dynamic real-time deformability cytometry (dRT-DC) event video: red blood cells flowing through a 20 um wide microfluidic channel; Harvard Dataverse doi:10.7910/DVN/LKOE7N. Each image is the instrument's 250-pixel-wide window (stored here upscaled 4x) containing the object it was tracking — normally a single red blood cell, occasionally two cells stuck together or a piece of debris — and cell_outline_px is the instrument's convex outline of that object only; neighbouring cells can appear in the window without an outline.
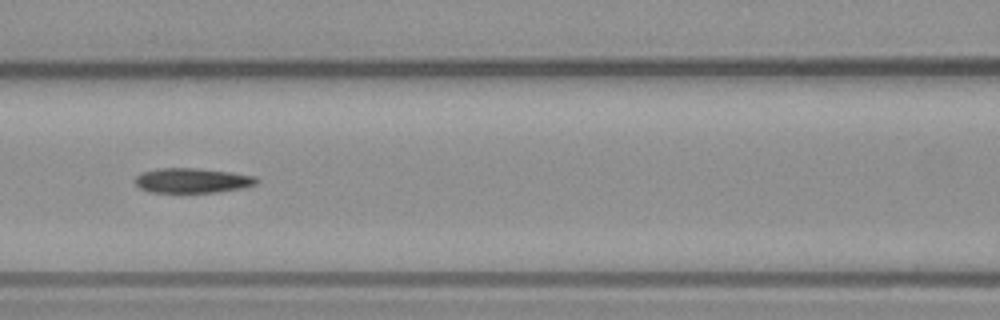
{"species": "common noctule bat (a hibernating species)", "species_latin": "Nyctalus noctula", "temperature_condition": "warm", "stored_images_in_passage": 13, "camera_frame_rate_fps": 3000, "um_per_image_px": 0.085, "animal": {"sex": "male", "body_mass_g": 23.1, "forearm_length_mm": 52.7}, "frame": {"image": 1, "passage_image": 8, "time_ms": 2.333, "image_size_px": [1000, 320], "cell_outline_px": [[260, 180], [256, 184], [244, 188], [216, 192], [148, 192], [140, 188], [132, 180], [140, 172], [156, 168], [196, 168], [232, 172], [256, 176]], "centroid_in_image_um": [16.33, 15.33], "position_along_channel_um": 150.3, "area_um2": 17.86}}